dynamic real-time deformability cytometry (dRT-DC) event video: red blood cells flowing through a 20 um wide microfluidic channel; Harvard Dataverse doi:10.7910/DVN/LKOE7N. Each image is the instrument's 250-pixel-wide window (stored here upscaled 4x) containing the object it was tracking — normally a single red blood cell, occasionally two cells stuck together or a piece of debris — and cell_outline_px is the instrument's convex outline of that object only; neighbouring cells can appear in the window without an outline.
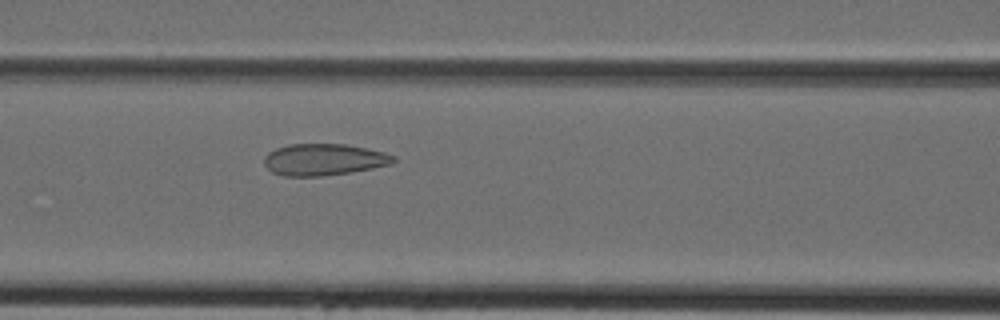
{"species": "Egyptian fruit bat (a non-hibernating species)", "species_latin": "Rousettus aegyptiacus", "temperature_condition": "cold", "stored_images_in_passage": 44, "camera_frame_rate_fps": 3000, "um_per_image_px": 0.085, "animal": {"sex": "female"}, "frame": {"image": 1, "passage_image": 19, "time_ms": 6.0, "image_size_px": [1000, 320], "cell_outline_px": [[396, 160], [392, 164], [352, 172], [320, 176], [284, 176], [272, 172], [264, 164], [264, 156], [268, 152], [276, 148], [288, 144], [344, 144], [384, 152], [396, 156]], "centroid_in_image_um": [27.52, 13.56], "position_along_channel_um": 139.1, "area_um2": 23.87}}
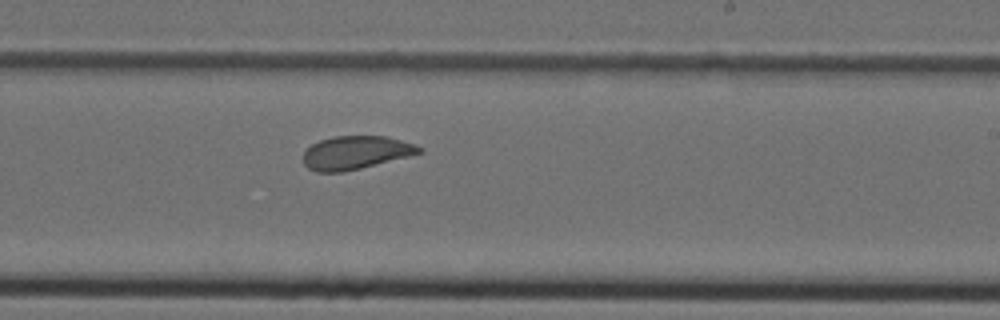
{"frame": {"image": 2, "passage_image": 27, "time_ms": 8.667, "image_size_px": [1000, 320], "cell_outline_px": [[424, 152], [360, 168], [340, 172], [316, 172], [308, 168], [304, 164], [304, 152], [312, 144], [320, 140], [332, 136], [384, 136], [416, 144], [424, 148]], "centroid_in_image_um": [30.24, 12.96], "position_along_channel_um": 258.8, "area_um2": 22.37}}
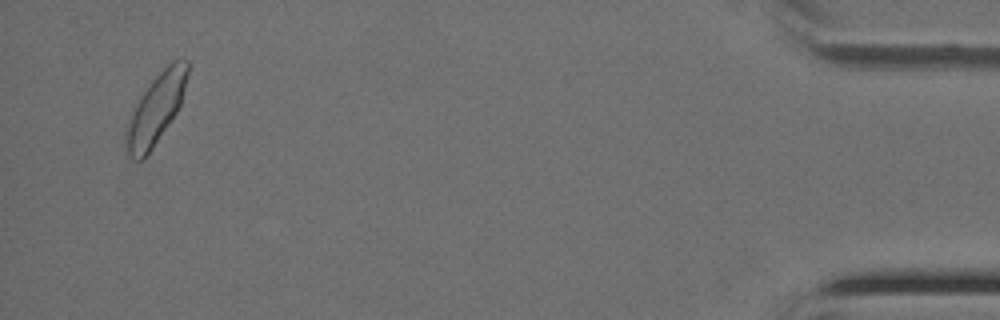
{"frame": {"image": 3, "passage_image": 43, "time_ms": 14.0, "image_size_px": [1000, 320], "cell_outline_px": [[188, 72], [180, 104], [176, 112], [144, 160], [132, 160], [128, 156], [124, 148], [124, 128], [136, 104], [152, 80], [172, 60], [188, 60]], "centroid_in_image_um": [13.19, 9.34], "position_along_channel_um": 422.0, "area_um2": 24.74}}